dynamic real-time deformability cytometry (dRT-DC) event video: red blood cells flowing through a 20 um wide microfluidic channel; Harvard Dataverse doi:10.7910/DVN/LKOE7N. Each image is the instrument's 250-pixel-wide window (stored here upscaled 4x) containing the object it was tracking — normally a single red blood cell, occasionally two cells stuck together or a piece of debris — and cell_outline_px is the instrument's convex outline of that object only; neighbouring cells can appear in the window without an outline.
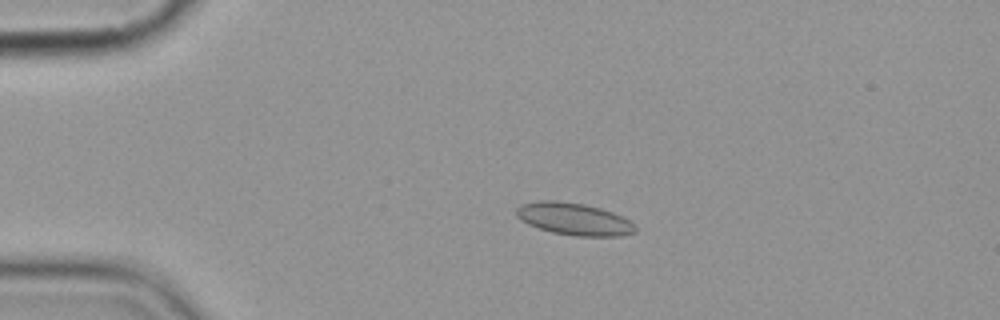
{"species": "common noctule bat (a hibernating species)", "species_latin": "Nyctalus noctula", "temperature_condition": "cold", "stored_images_in_passage": 14, "camera_frame_rate_fps": 3000, "um_per_image_px": 0.085, "animal": {"sex": "female", "body_mass_g": 19.9}, "frame": {"image": 1, "passage_image": 3, "time_ms": 2.333, "image_size_px": [1000, 320], "cell_outline_px": [[636, 232], [620, 236], [576, 236], [552, 232], [528, 224], [516, 216], [516, 208], [520, 204], [540, 200], [556, 200], [584, 204], [600, 208], [624, 216], [636, 228]], "centroid_in_image_um": [48.78, 18.6], "position_along_channel_um": 36.2, "area_um2": 22.31}}
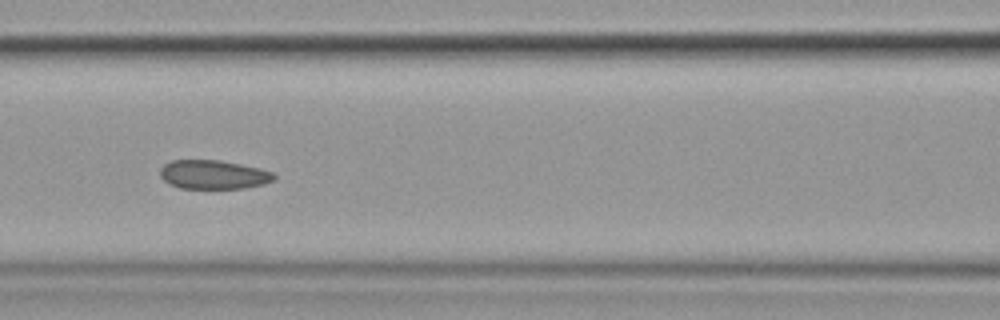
{"frame": {"image": 2, "passage_image": 6, "time_ms": 6.667, "image_size_px": [1000, 320], "cell_outline_px": [[276, 180], [264, 184], [244, 188], [180, 188], [168, 184], [160, 176], [160, 168], [164, 164], [172, 160], [220, 160], [240, 164], [272, 172], [276, 176]], "centroid_in_image_um": [18.12, 14.84], "position_along_channel_um": 148.5, "area_um2": 19.19}}
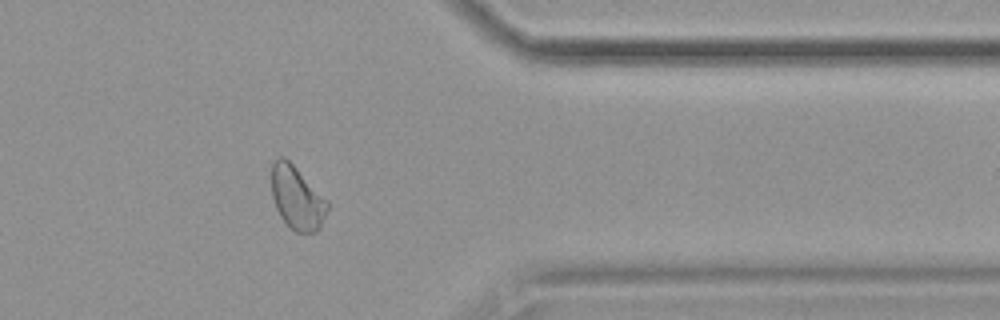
{"frame": {"image": 3, "passage_image": 12, "time_ms": 13.667, "image_size_px": [1000, 320], "cell_outline_px": [[328, 208], [320, 228], [316, 232], [296, 232], [280, 216], [276, 208], [272, 196], [272, 164], [280, 156], [284, 156], [328, 200]], "centroid_in_image_um": [25.25, 16.82], "position_along_channel_um": 386.1, "area_um2": 20.29}, "authors_computed_cell_mechanics": {"area_um2": 20.2011, "velocity_mm_per_s": 3.5662, "shape_relaxation_time_tau1_ms": 6.3725, "shape_relaxation_time_tau2_ms": 2.2138, "deformation_change_tau1": 0.0991, "deformation_change_tau2": 0.0372}}